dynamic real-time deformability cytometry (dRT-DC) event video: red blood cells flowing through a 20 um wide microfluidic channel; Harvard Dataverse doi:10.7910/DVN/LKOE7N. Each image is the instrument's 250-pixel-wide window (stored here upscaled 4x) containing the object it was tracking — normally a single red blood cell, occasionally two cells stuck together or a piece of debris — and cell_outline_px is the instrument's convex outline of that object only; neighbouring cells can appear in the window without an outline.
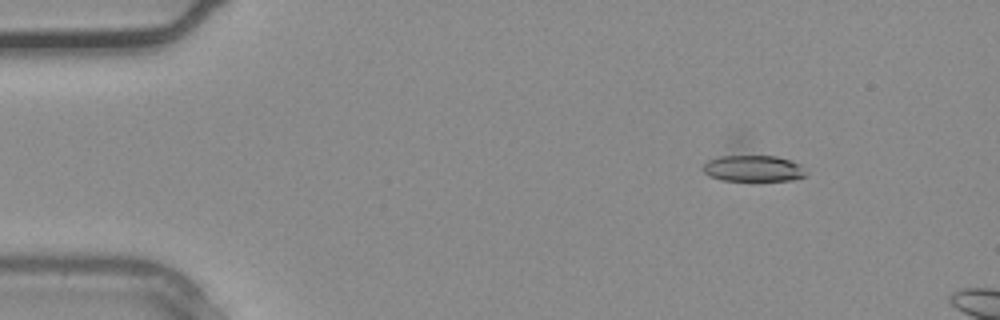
{"species": "common noctule bat (a hibernating species)", "species_latin": "Nyctalus noctula", "temperature_condition": "warm", "stored_images_in_passage": 8, "camera_frame_rate_fps": 3000, "um_per_image_px": 0.085, "animal": {"sex": "male", "body_mass_g": 20.4}, "frame": {"image": 1, "passage_image": 4, "time_ms": 1.0, "image_size_px": [1000, 320], "cell_outline_px": [[808, 172], [804, 176], [792, 180], [720, 180], [704, 172], [700, 168], [732, 136], [740, 132], [800, 164]], "centroid_in_image_um": [63.83, 13.78], "position_along_channel_um": 21.2, "area_um2": 22.6}}